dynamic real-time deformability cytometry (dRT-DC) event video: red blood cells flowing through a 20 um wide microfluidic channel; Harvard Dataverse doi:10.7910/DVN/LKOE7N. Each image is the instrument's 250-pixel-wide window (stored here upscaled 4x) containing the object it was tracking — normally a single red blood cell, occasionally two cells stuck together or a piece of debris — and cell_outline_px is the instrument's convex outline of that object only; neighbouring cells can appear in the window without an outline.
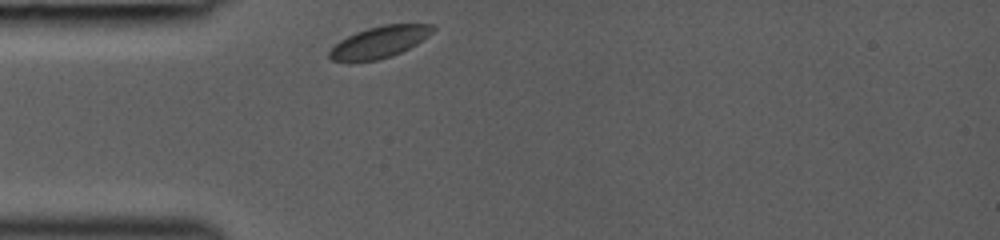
{"species": "common noctule bat (a hibernating species)", "species_latin": "Nyctalus noctula", "temperature_condition": "room temperature", "stored_images_in_passage": 25, "camera_frame_rate_fps": 3000, "um_per_image_px": 0.085, "animal": {"sex": "female", "body_mass_g": 19.0, "forearm_length_mm": 53.3}, "frame": {"image": 1, "passage_image": 1, "time_ms": 0.0, "image_size_px": [1000, 240], "cell_outline_px": [[436, 28], [428, 36], [416, 44], [392, 56], [380, 60], [332, 60], [328, 56], [328, 52], [340, 40], [356, 32], [368, 28], [384, 24], [432, 24]], "centroid_in_image_um": [32.28, 3.55], "position_along_channel_um": 52.7, "area_um2": 18.67}}
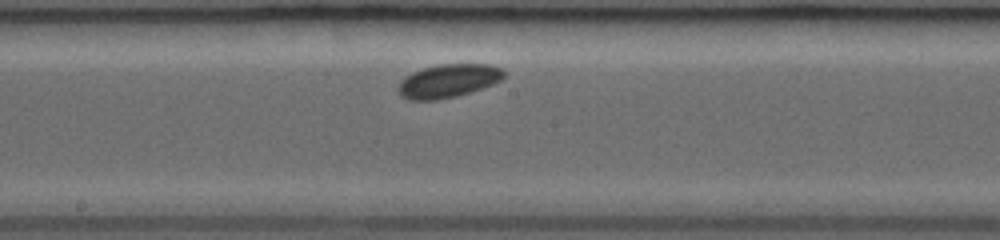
{"frame": {"image": 2, "passage_image": 13, "time_ms": 4.0, "image_size_px": [1000, 240], "cell_outline_px": [[508, 72], [500, 80], [492, 84], [456, 96], [436, 100], [408, 100], [400, 96], [396, 88], [400, 80], [404, 76], [412, 72], [424, 68], [440, 64], [492, 64], [504, 68]], "centroid_in_image_um": [38.08, 6.86], "position_along_channel_um": 210.1, "area_um2": 20.81}}
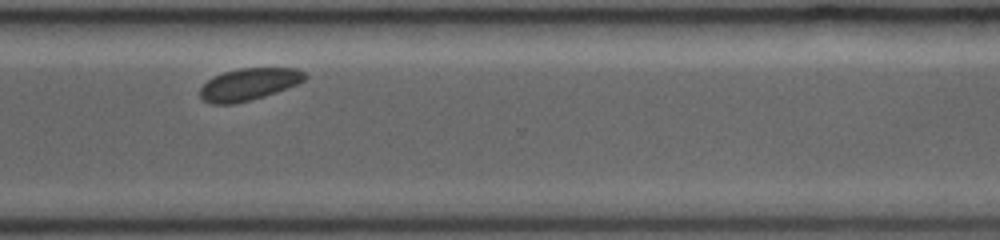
{"frame": {"image": 3, "passage_image": 24, "time_ms": 7.333, "image_size_px": [1000, 240], "cell_outline_px": [[308, 76], [304, 80], [288, 88], [252, 100], [236, 104], [212, 104], [204, 100], [200, 96], [200, 88], [208, 80], [224, 72], [240, 68], [296, 68], [304, 72]], "centroid_in_image_um": [21.16, 7.17], "position_along_channel_um": 349.4, "area_um2": 19.54}}